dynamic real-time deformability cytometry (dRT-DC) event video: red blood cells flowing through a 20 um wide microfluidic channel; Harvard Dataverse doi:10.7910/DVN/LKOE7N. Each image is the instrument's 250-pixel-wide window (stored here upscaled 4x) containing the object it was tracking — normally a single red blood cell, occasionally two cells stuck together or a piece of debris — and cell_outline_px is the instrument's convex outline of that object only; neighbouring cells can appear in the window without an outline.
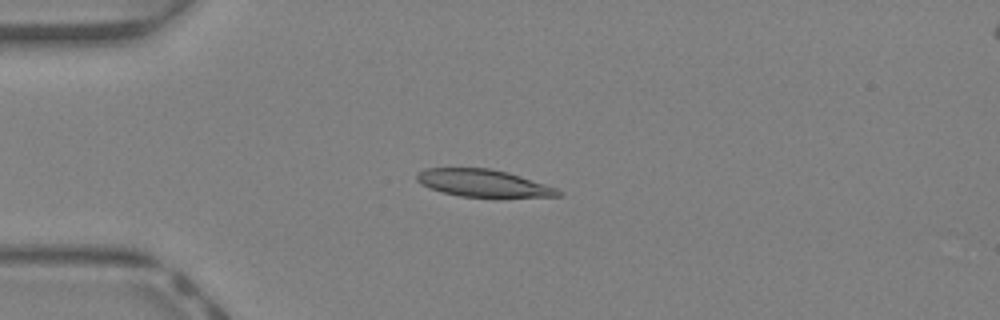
{"species": "Egyptian fruit bat (a non-hibernating species)", "species_latin": "Rousettus aegyptiacus", "temperature_condition": "warm", "stored_images_in_passage": 44, "camera_frame_rate_fps": 3000, "um_per_image_px": 0.085, "animal": {"sex": "female"}, "frame": {"image": 1, "passage_image": 11, "time_ms": 3.333, "image_size_px": [1000, 320], "cell_outline_px": [[564, 192], [560, 196], [500, 200], [496, 200], [460, 196], [444, 192], [432, 188], [416, 180], [416, 176], [424, 168], [488, 168], [508, 172], [556, 188]], "centroid_in_image_um": [41.2, 15.63], "position_along_channel_um": 43.8, "area_um2": 23.29}}
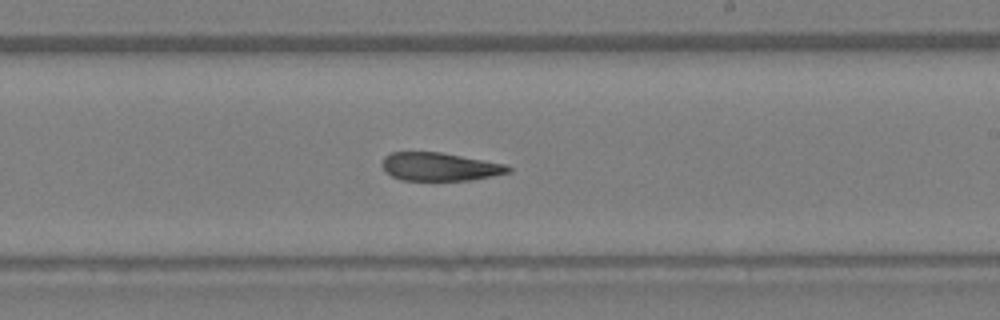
{"frame": {"image": 2, "passage_image": 26, "time_ms": 8.333, "image_size_px": [1000, 320], "cell_outline_px": [[512, 172], [472, 180], [400, 180], [392, 176], [380, 164], [384, 156], [392, 152], [440, 152], [508, 164], [512, 168]], "centroid_in_image_um": [37.41, 14.17], "position_along_channel_um": 251.6, "area_um2": 20.87}}
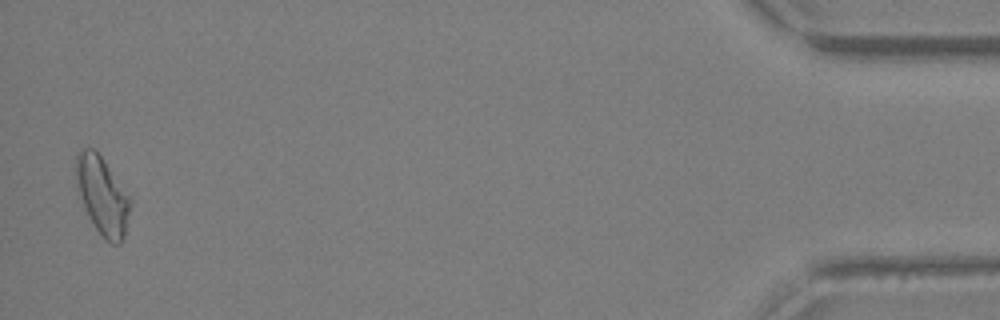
{"frame": {"image": 3, "passage_image": 43, "time_ms": 14.0, "image_size_px": [1000, 320], "cell_outline_px": [[132, 204], [124, 236], [120, 244], [112, 244], [104, 240], [88, 216], [84, 208], [80, 196], [76, 180], [76, 156], [80, 148], [92, 148], [100, 156], [132, 200]], "centroid_in_image_um": [8.71, 16.67], "position_along_channel_um": 426.5, "area_um2": 24.33}, "authors_computed_cell_mechanics": {"area_um2": 22.1663, "velocity_mm_per_s": 4.6577, "shape_relaxation_time_tau1_ms": null, "shape_relaxation_time_tau2_ms": 6.6728, "deformation_change_tau1": null, "deformation_change_tau2": 0.162}}